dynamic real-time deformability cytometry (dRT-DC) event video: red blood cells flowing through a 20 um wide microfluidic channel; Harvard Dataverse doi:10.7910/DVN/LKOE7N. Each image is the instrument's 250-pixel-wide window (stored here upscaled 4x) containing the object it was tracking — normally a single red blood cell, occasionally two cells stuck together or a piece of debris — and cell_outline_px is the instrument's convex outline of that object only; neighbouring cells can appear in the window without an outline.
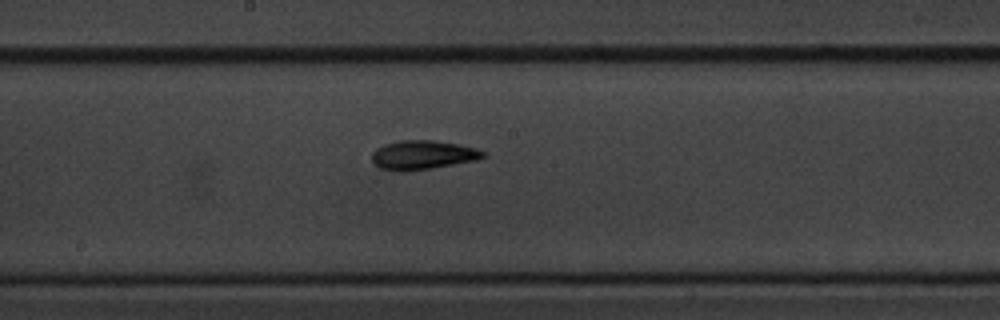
{"species": "common noctule bat (a hibernating species)", "species_latin": "Nyctalus noctula", "temperature_condition": "cold", "stored_images_in_passage": 9, "camera_frame_rate_fps": 3000, "um_per_image_px": 0.085, "animal": {"sex": "male", "body_mass_g": 20.1, "forearm_length_mm": 53.5}, "frame": {"image": 1, "passage_image": 9, "time_ms": 10.0, "image_size_px": [1000, 320], "cell_outline_px": [[484, 156], [476, 160], [432, 168], [400, 172], [380, 168], [372, 160], [372, 152], [376, 148], [384, 144], [400, 140], [432, 140], [460, 144], [476, 148], [484, 152]], "centroid_in_image_um": [35.91, 13.16], "position_along_channel_um": 212.3, "area_um2": 18.79}}